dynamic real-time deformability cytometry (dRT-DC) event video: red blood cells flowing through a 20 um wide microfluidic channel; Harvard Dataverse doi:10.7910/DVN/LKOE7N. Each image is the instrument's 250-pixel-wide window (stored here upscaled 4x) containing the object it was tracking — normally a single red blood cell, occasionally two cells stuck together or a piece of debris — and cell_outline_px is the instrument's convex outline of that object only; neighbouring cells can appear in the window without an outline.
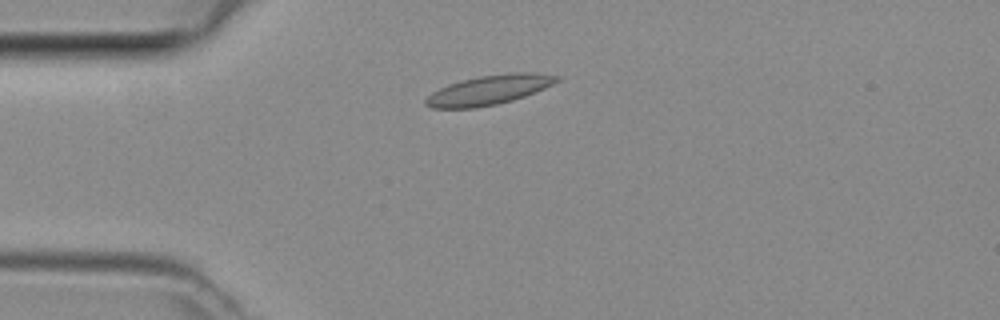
{"species": "common noctule bat (a hibernating species)", "species_latin": "Nyctalus noctula", "temperature_condition": "room temperature", "stored_images_in_passage": 3, "camera_frame_rate_fps": 3000, "um_per_image_px": 0.085, "animal": {"sex": "female", "body_mass_g": 29.2, "forearm_length_mm": 56.3}, "frame": {"image": 1, "passage_image": 3, "time_ms": 0.667, "image_size_px": [1000, 320], "cell_outline_px": [[560, 80], [544, 88], [524, 96], [512, 100], [496, 104], [476, 108], [432, 108], [424, 104], [424, 100], [432, 92], [448, 84], [460, 80], [480, 76], [508, 72], [536, 72], [560, 76]], "centroid_in_image_um": [41.56, 7.63], "position_along_channel_um": 43.4, "area_um2": 22.6}}